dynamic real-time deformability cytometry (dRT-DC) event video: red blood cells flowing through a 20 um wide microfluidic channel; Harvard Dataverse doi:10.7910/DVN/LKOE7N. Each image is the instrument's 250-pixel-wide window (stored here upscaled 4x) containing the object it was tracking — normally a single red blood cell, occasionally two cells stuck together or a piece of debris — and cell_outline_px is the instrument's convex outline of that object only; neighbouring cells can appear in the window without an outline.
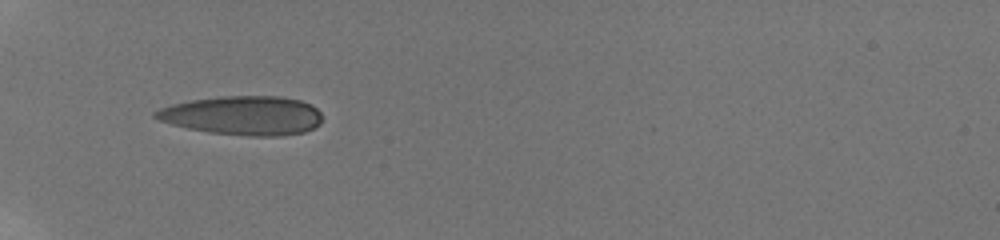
{"species": "human", "species_latin": "Homo sapiens", "temperature_condition": "room temperature", "stored_images_in_passage": 21, "camera_frame_rate_fps": 3000, "um_per_image_px": 0.085, "donor": {"sex": "male"}, "frame": {"image": 1, "passage_image": 1, "time_ms": 0.0, "image_size_px": [1000, 240], "cell_outline_px": [[320, 124], [304, 132], [280, 136], [252, 136], [208, 132], [188, 128], [172, 124], [160, 120], [152, 116], [152, 112], [160, 108], [172, 104], [192, 100], [220, 96], [280, 96], [300, 100], [312, 104], [320, 112]], "centroid_in_image_um": [20.65, 9.81], "position_along_channel_um": 64.4, "area_um2": 37.92}}
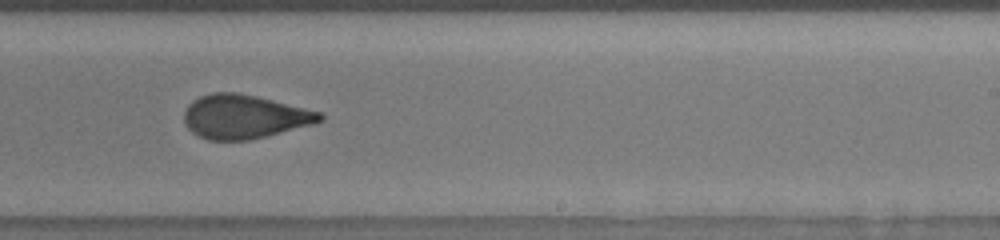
{"frame": {"image": 2, "passage_image": 12, "time_ms": 5.667, "image_size_px": [1000, 240], "cell_outline_px": [[324, 120], [312, 124], [248, 140], [208, 140], [196, 136], [184, 124], [184, 108], [192, 100], [200, 96], [212, 92], [236, 92], [256, 96], [320, 112], [324, 116]], "centroid_in_image_um": [20.69, 9.91], "position_along_channel_um": 268.3, "area_um2": 34.56}}
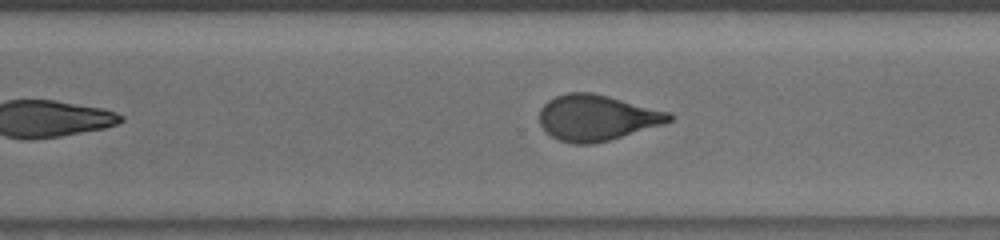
{"frame": {"image": 3, "passage_image": 15, "time_ms": 7.0, "image_size_px": [1000, 240], "cell_outline_px": [[672, 120], [664, 124], [608, 140], [592, 144], [572, 144], [560, 140], [544, 132], [540, 124], [540, 108], [548, 100], [556, 96], [568, 92], [592, 92], [672, 112]], "centroid_in_image_um": [50.72, 10.0], "position_along_channel_um": 319.9, "area_um2": 34.68}, "authors_computed_cell_mechanics": {"area_um2": 35.7204, "velocity_mm_per_s": 3.8933, "shape_relaxation_time_tau1_ms": 5.1132, "shape_relaxation_time_tau2_ms": 1.1465, "deformation_change_tau1": 0.1808, "deformation_change_tau2": 0.0784}}